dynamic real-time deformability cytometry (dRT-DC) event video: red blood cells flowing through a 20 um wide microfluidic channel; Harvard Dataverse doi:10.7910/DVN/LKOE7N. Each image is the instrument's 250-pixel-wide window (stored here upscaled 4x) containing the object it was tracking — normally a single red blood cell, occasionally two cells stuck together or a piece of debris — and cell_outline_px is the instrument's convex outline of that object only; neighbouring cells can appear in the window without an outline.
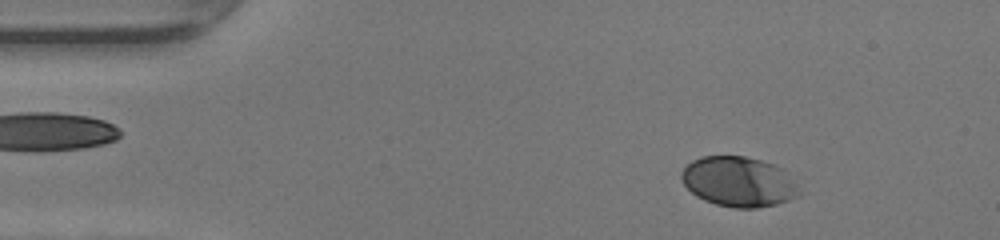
{"species": "human", "species_latin": "Homo sapiens", "temperature_condition": "warm", "stored_images_in_passage": 48, "camera_frame_rate_fps": 3000, "um_per_image_px": 0.085, "donor": {"sex": "female"}, "frame": {"image": 1, "passage_image": 6, "time_ms": 1.667, "image_size_px": [1000, 240], "cell_outline_px": [[800, 196], [776, 204], [756, 208], [732, 208], [716, 204], [704, 200], [696, 196], [680, 180], [680, 172], [692, 160], [700, 156], [744, 156], [776, 164], [784, 168], [788, 172], [800, 188]], "centroid_in_image_um": [62.81, 15.44], "position_along_channel_um": 22.2, "area_um2": 34.8}}
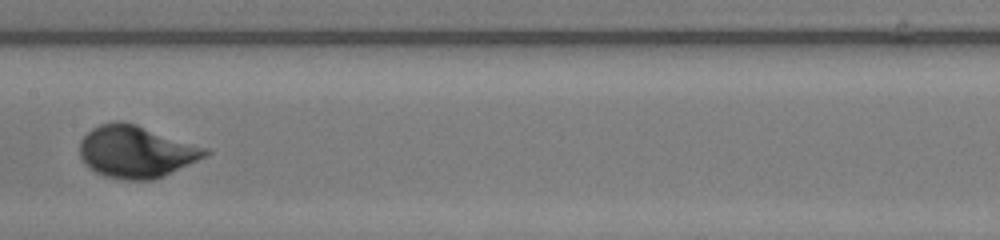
{"frame": {"image": 2, "passage_image": 24, "time_ms": 7.667, "image_size_px": [1000, 240], "cell_outline_px": [[212, 152], [208, 156], [152, 180], [124, 180], [104, 176], [88, 168], [84, 164], [80, 156], [80, 140], [92, 128], [100, 124], [116, 120], [120, 120], [136, 124], [208, 148]], "centroid_in_image_um": [11.56, 12.89], "position_along_channel_um": 195.8, "area_um2": 38.21}}
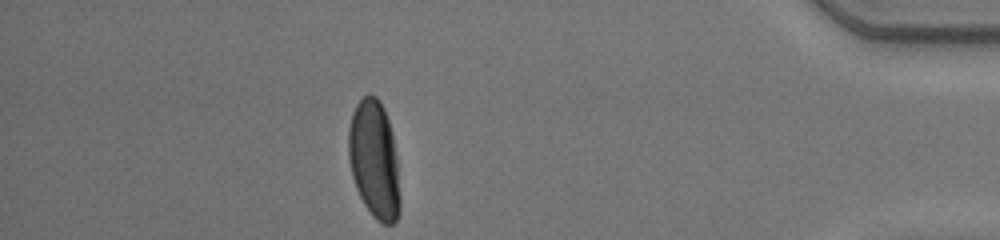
{"frame": {"image": 3, "passage_image": 42, "time_ms": 13.667, "image_size_px": [1000, 240], "cell_outline_px": [[400, 212], [396, 220], [392, 224], [380, 224], [372, 216], [364, 204], [356, 188], [352, 176], [348, 156], [348, 128], [352, 112], [356, 104], [364, 96], [376, 96], [380, 100], [384, 108], [392, 132], [396, 156], [400, 196]], "centroid_in_image_um": [31.81, 13.6], "position_along_channel_um": 403.4, "area_um2": 35.6}, "authors_computed_cell_mechanics": {"area_um2": 35.258, "velocity_mm_per_s": 4.2725, "shape_relaxation_time_tau1_ms": 2.0838, "shape_relaxation_time_tau2_ms": null, "deformation_change_tau1": 0.1466, "deformation_change_tau2": null}}